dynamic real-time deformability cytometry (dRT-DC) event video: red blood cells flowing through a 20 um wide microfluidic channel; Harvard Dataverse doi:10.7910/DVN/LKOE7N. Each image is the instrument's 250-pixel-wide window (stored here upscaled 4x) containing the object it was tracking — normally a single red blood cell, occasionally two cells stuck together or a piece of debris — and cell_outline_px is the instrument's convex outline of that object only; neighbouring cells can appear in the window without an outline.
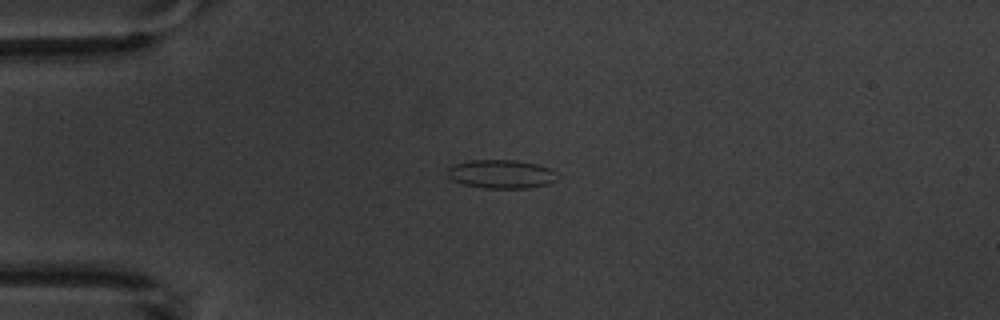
{"species": "common noctule bat (a hibernating species)", "species_latin": "Nyctalus noctula", "temperature_condition": "warm", "stored_images_in_passage": 8, "camera_frame_rate_fps": 3000, "um_per_image_px": 0.085, "animal": {"sex": "male", "body_mass_g": 20.1, "forearm_length_mm": 53.5}, "frame": {"image": 1, "passage_image": 4, "time_ms": 3.667, "image_size_px": [1000, 320], "cell_outline_px": [[560, 176], [556, 180], [548, 184], [528, 188], [484, 188], [464, 184], [452, 180], [448, 176], [448, 168], [452, 164], [472, 160], [516, 160], [536, 164], [548, 168], [556, 172]], "centroid_in_image_um": [42.62, 14.79], "position_along_channel_um": 42.4, "area_um2": 18.38}}
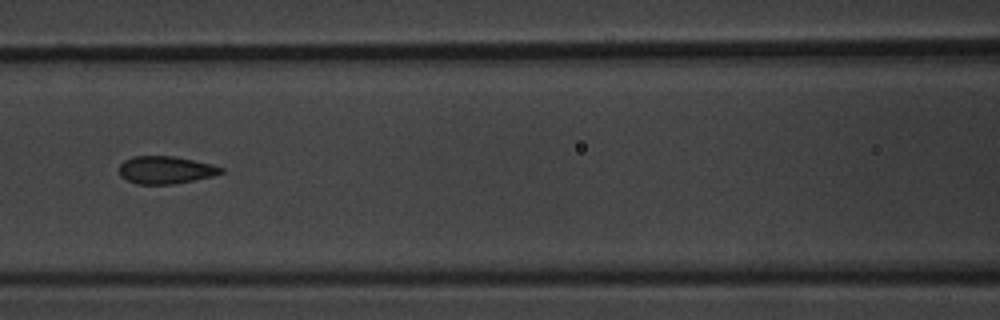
{"frame": {"image": 2, "passage_image": 7, "time_ms": 7.333, "image_size_px": [1000, 320], "cell_outline_px": [[224, 172], [212, 176], [172, 184], [136, 184], [120, 176], [120, 164], [124, 160], [132, 156], [172, 156], [212, 164], [224, 168]], "centroid_in_image_um": [14.06, 14.44], "position_along_channel_um": 152.5, "area_um2": 16.24}}
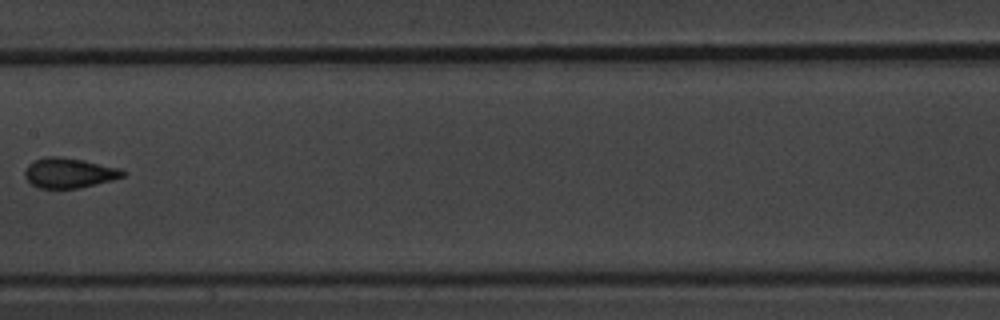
{"frame": {"image": 3, "passage_image": 8, "time_ms": 8.667, "image_size_px": [1000, 320], "cell_outline_px": [[128, 172], [124, 176], [112, 180], [80, 188], [40, 188], [32, 184], [24, 176], [24, 172], [28, 164], [44, 156], [64, 156], [84, 160], [120, 168]], "centroid_in_image_um": [5.89, 14.68], "position_along_channel_um": 201.5, "area_um2": 17.28}}